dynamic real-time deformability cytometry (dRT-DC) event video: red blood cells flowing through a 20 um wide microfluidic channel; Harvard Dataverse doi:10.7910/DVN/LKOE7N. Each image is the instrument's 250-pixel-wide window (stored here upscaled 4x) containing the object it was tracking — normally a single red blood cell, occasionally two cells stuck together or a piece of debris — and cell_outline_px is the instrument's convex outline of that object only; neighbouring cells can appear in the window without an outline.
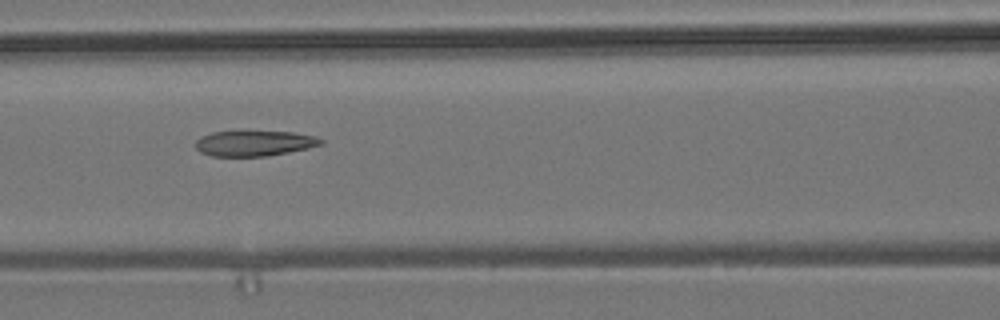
{"species": "common noctule bat (a hibernating species)", "species_latin": "Nyctalus noctula", "temperature_condition": "room temperature", "stored_images_in_passage": 8, "camera_frame_rate_fps": 3000, "um_per_image_px": 0.085, "animal": {"sex": "male", "body_mass_g": 19.2, "forearm_length_mm": 51.8}, "frame": {"image": 1, "passage_image": 7, "time_ms": 2.0, "image_size_px": [1000, 320], "cell_outline_px": [[324, 144], [308, 148], [268, 156], [212, 156], [200, 152], [196, 148], [196, 140], [200, 136], [212, 132], [248, 128], [292, 132], [316, 136], [324, 140]], "centroid_in_image_um": [21.61, 12.12], "position_along_channel_um": 145.0, "area_um2": 19.65}}
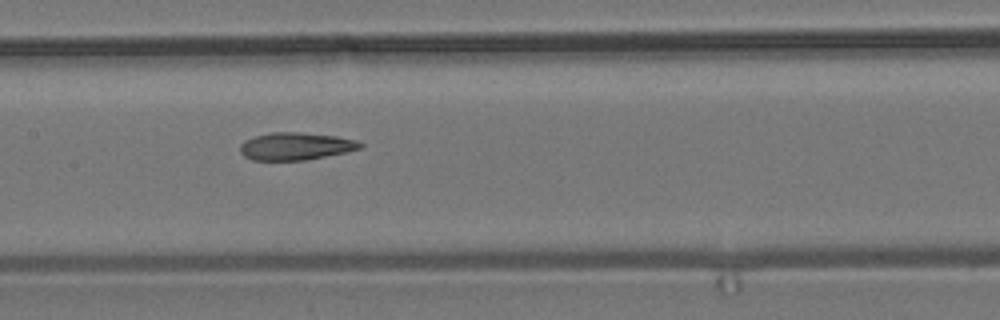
{"frame": {"image": 2, "passage_image": 8, "time_ms": 2.333, "image_size_px": [1000, 320], "cell_outline_px": [[364, 148], [304, 160], [252, 160], [244, 156], [240, 152], [240, 144], [244, 140], [256, 136], [272, 132], [300, 132], [336, 136], [356, 140], [364, 144]], "centroid_in_image_um": [25.13, 12.42], "position_along_channel_um": 182.3, "area_um2": 19.19}}